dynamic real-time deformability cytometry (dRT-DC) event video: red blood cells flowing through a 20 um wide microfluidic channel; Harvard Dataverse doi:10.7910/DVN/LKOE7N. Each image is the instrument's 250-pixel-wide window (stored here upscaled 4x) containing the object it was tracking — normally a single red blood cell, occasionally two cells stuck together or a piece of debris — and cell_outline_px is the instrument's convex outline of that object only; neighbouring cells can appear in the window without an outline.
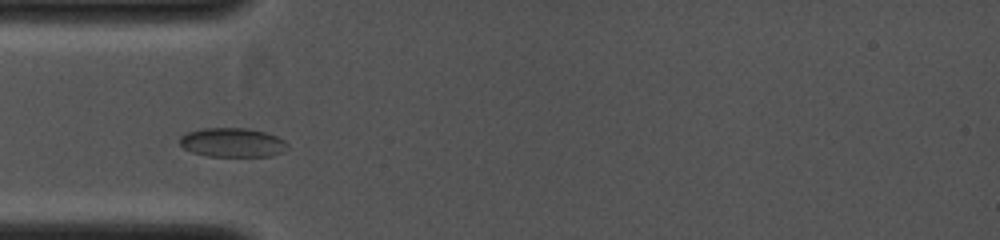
{"species": "common noctule bat (a hibernating species)", "species_latin": "Nyctalus noctula", "temperature_condition": "cold", "stored_images_in_passage": 4, "camera_frame_rate_fps": 4000, "um_per_image_px": 0.085, "animal": {"sex": "female", "body_mass_g": 19.0, "forearm_length_mm": 53.3}, "frame": {"image": 1, "passage_image": 3, "time_ms": 1.25, "image_size_px": [1000, 240], "cell_outline_px": [[288, 148], [284, 152], [272, 156], [208, 156], [192, 152], [184, 148], [180, 144], [180, 136], [188, 132], [200, 128], [248, 128], [264, 132], [276, 136], [284, 140], [288, 144]], "centroid_in_image_um": [19.77, 12.11], "position_along_channel_um": 65.2, "area_um2": 18.38}}